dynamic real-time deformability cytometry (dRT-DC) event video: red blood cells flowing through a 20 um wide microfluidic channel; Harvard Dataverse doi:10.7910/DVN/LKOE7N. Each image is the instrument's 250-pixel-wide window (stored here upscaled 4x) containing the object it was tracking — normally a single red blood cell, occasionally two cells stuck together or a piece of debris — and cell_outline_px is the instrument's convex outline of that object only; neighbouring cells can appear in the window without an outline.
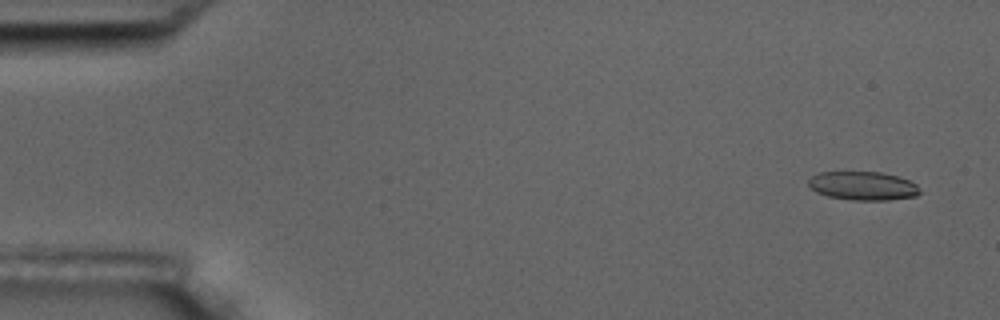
{"species": "common noctule bat (a hibernating species)", "species_latin": "Nyctalus noctula", "temperature_condition": "room temperature", "stored_images_in_passage": 6, "camera_frame_rate_fps": 3000, "um_per_image_px": 0.085, "animal": {"sex": "male", "body_mass_g": 17.5, "forearm_length_mm": 52.3}, "frame": {"image": 1, "passage_image": 1, "time_ms": 0.0, "image_size_px": [1000, 320], "cell_outline_px": [[920, 192], [916, 196], [888, 200], [852, 200], [828, 196], [816, 192], [808, 184], [808, 180], [812, 176], [820, 172], [880, 172], [896, 176], [908, 180], [916, 184]], "centroid_in_image_um": [73.34, 15.8], "position_along_channel_um": 11.7, "area_um2": 18.44}}